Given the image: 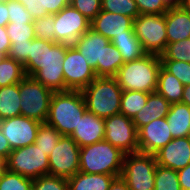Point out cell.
I'll list each match as a JSON object with an SVG mask.
<instances>
[{
    "instance_id": "3",
    "label": "cell",
    "mask_w": 190,
    "mask_h": 190,
    "mask_svg": "<svg viewBox=\"0 0 190 190\" xmlns=\"http://www.w3.org/2000/svg\"><path fill=\"white\" fill-rule=\"evenodd\" d=\"M160 67L159 55L146 54L139 59L124 63L114 78L123 91L153 93L157 89Z\"/></svg>"
},
{
    "instance_id": "53",
    "label": "cell",
    "mask_w": 190,
    "mask_h": 190,
    "mask_svg": "<svg viewBox=\"0 0 190 190\" xmlns=\"http://www.w3.org/2000/svg\"><path fill=\"white\" fill-rule=\"evenodd\" d=\"M3 168H4V162L0 159V173H1Z\"/></svg>"
},
{
    "instance_id": "12",
    "label": "cell",
    "mask_w": 190,
    "mask_h": 190,
    "mask_svg": "<svg viewBox=\"0 0 190 190\" xmlns=\"http://www.w3.org/2000/svg\"><path fill=\"white\" fill-rule=\"evenodd\" d=\"M86 61L73 45L67 47L63 60V74L65 86L69 90L81 91L97 77L94 69Z\"/></svg>"
},
{
    "instance_id": "17",
    "label": "cell",
    "mask_w": 190,
    "mask_h": 190,
    "mask_svg": "<svg viewBox=\"0 0 190 190\" xmlns=\"http://www.w3.org/2000/svg\"><path fill=\"white\" fill-rule=\"evenodd\" d=\"M159 166L175 171L190 164V143L188 137L174 138L155 154Z\"/></svg>"
},
{
    "instance_id": "19",
    "label": "cell",
    "mask_w": 190,
    "mask_h": 190,
    "mask_svg": "<svg viewBox=\"0 0 190 190\" xmlns=\"http://www.w3.org/2000/svg\"><path fill=\"white\" fill-rule=\"evenodd\" d=\"M110 42L109 39L90 28L75 41L73 46L84 56L97 76V64H102L103 48Z\"/></svg>"
},
{
    "instance_id": "34",
    "label": "cell",
    "mask_w": 190,
    "mask_h": 190,
    "mask_svg": "<svg viewBox=\"0 0 190 190\" xmlns=\"http://www.w3.org/2000/svg\"><path fill=\"white\" fill-rule=\"evenodd\" d=\"M160 60H176L190 63V38L188 40L167 43Z\"/></svg>"
},
{
    "instance_id": "22",
    "label": "cell",
    "mask_w": 190,
    "mask_h": 190,
    "mask_svg": "<svg viewBox=\"0 0 190 190\" xmlns=\"http://www.w3.org/2000/svg\"><path fill=\"white\" fill-rule=\"evenodd\" d=\"M120 175L89 174L81 171L71 176L68 181V190H109L113 179Z\"/></svg>"
},
{
    "instance_id": "29",
    "label": "cell",
    "mask_w": 190,
    "mask_h": 190,
    "mask_svg": "<svg viewBox=\"0 0 190 190\" xmlns=\"http://www.w3.org/2000/svg\"><path fill=\"white\" fill-rule=\"evenodd\" d=\"M149 93L141 91H123L121 97L120 113L127 118L133 119L135 115L145 106Z\"/></svg>"
},
{
    "instance_id": "1",
    "label": "cell",
    "mask_w": 190,
    "mask_h": 190,
    "mask_svg": "<svg viewBox=\"0 0 190 190\" xmlns=\"http://www.w3.org/2000/svg\"><path fill=\"white\" fill-rule=\"evenodd\" d=\"M69 44L34 38L30 43L29 60L24 66L26 76H32L53 92L68 91L63 74V60Z\"/></svg>"
},
{
    "instance_id": "8",
    "label": "cell",
    "mask_w": 190,
    "mask_h": 190,
    "mask_svg": "<svg viewBox=\"0 0 190 190\" xmlns=\"http://www.w3.org/2000/svg\"><path fill=\"white\" fill-rule=\"evenodd\" d=\"M133 31L147 54L164 52L168 43L165 14H139L133 20Z\"/></svg>"
},
{
    "instance_id": "20",
    "label": "cell",
    "mask_w": 190,
    "mask_h": 190,
    "mask_svg": "<svg viewBox=\"0 0 190 190\" xmlns=\"http://www.w3.org/2000/svg\"><path fill=\"white\" fill-rule=\"evenodd\" d=\"M165 22L168 43L190 38V17L187 10L181 7L169 8L165 13Z\"/></svg>"
},
{
    "instance_id": "48",
    "label": "cell",
    "mask_w": 190,
    "mask_h": 190,
    "mask_svg": "<svg viewBox=\"0 0 190 190\" xmlns=\"http://www.w3.org/2000/svg\"><path fill=\"white\" fill-rule=\"evenodd\" d=\"M109 190H130L127 182L121 177L117 176L110 184Z\"/></svg>"
},
{
    "instance_id": "16",
    "label": "cell",
    "mask_w": 190,
    "mask_h": 190,
    "mask_svg": "<svg viewBox=\"0 0 190 190\" xmlns=\"http://www.w3.org/2000/svg\"><path fill=\"white\" fill-rule=\"evenodd\" d=\"M90 28L110 41L114 36L134 34L131 17L103 10L90 22Z\"/></svg>"
},
{
    "instance_id": "13",
    "label": "cell",
    "mask_w": 190,
    "mask_h": 190,
    "mask_svg": "<svg viewBox=\"0 0 190 190\" xmlns=\"http://www.w3.org/2000/svg\"><path fill=\"white\" fill-rule=\"evenodd\" d=\"M55 42L73 45L90 29V21L71 5L55 14Z\"/></svg>"
},
{
    "instance_id": "51",
    "label": "cell",
    "mask_w": 190,
    "mask_h": 190,
    "mask_svg": "<svg viewBox=\"0 0 190 190\" xmlns=\"http://www.w3.org/2000/svg\"><path fill=\"white\" fill-rule=\"evenodd\" d=\"M163 2L168 8H177L182 4V0H163Z\"/></svg>"
},
{
    "instance_id": "26",
    "label": "cell",
    "mask_w": 190,
    "mask_h": 190,
    "mask_svg": "<svg viewBox=\"0 0 190 190\" xmlns=\"http://www.w3.org/2000/svg\"><path fill=\"white\" fill-rule=\"evenodd\" d=\"M111 42L121 53L124 63L139 59L147 54L135 34L114 36Z\"/></svg>"
},
{
    "instance_id": "52",
    "label": "cell",
    "mask_w": 190,
    "mask_h": 190,
    "mask_svg": "<svg viewBox=\"0 0 190 190\" xmlns=\"http://www.w3.org/2000/svg\"><path fill=\"white\" fill-rule=\"evenodd\" d=\"M180 7L184 10H190V0H182Z\"/></svg>"
},
{
    "instance_id": "21",
    "label": "cell",
    "mask_w": 190,
    "mask_h": 190,
    "mask_svg": "<svg viewBox=\"0 0 190 190\" xmlns=\"http://www.w3.org/2000/svg\"><path fill=\"white\" fill-rule=\"evenodd\" d=\"M170 106L171 104L157 92L149 93L145 106L132 119L136 129L155 119L166 117Z\"/></svg>"
},
{
    "instance_id": "23",
    "label": "cell",
    "mask_w": 190,
    "mask_h": 190,
    "mask_svg": "<svg viewBox=\"0 0 190 190\" xmlns=\"http://www.w3.org/2000/svg\"><path fill=\"white\" fill-rule=\"evenodd\" d=\"M166 121L173 139L188 137L190 134V107L183 103L171 104Z\"/></svg>"
},
{
    "instance_id": "43",
    "label": "cell",
    "mask_w": 190,
    "mask_h": 190,
    "mask_svg": "<svg viewBox=\"0 0 190 190\" xmlns=\"http://www.w3.org/2000/svg\"><path fill=\"white\" fill-rule=\"evenodd\" d=\"M31 42L32 40L22 43H11V48L8 56L20 62L24 67L29 60V50Z\"/></svg>"
},
{
    "instance_id": "5",
    "label": "cell",
    "mask_w": 190,
    "mask_h": 190,
    "mask_svg": "<svg viewBox=\"0 0 190 190\" xmlns=\"http://www.w3.org/2000/svg\"><path fill=\"white\" fill-rule=\"evenodd\" d=\"M125 153L106 140L80 148L79 171L89 174L121 175Z\"/></svg>"
},
{
    "instance_id": "44",
    "label": "cell",
    "mask_w": 190,
    "mask_h": 190,
    "mask_svg": "<svg viewBox=\"0 0 190 190\" xmlns=\"http://www.w3.org/2000/svg\"><path fill=\"white\" fill-rule=\"evenodd\" d=\"M177 172L181 189L190 190V164Z\"/></svg>"
},
{
    "instance_id": "54",
    "label": "cell",
    "mask_w": 190,
    "mask_h": 190,
    "mask_svg": "<svg viewBox=\"0 0 190 190\" xmlns=\"http://www.w3.org/2000/svg\"><path fill=\"white\" fill-rule=\"evenodd\" d=\"M5 57H7L4 53L0 52V61H2Z\"/></svg>"
},
{
    "instance_id": "25",
    "label": "cell",
    "mask_w": 190,
    "mask_h": 190,
    "mask_svg": "<svg viewBox=\"0 0 190 190\" xmlns=\"http://www.w3.org/2000/svg\"><path fill=\"white\" fill-rule=\"evenodd\" d=\"M19 83L0 87V121L21 115Z\"/></svg>"
},
{
    "instance_id": "4",
    "label": "cell",
    "mask_w": 190,
    "mask_h": 190,
    "mask_svg": "<svg viewBox=\"0 0 190 190\" xmlns=\"http://www.w3.org/2000/svg\"><path fill=\"white\" fill-rule=\"evenodd\" d=\"M87 111L100 118L120 113L123 90L114 77L97 76L81 90Z\"/></svg>"
},
{
    "instance_id": "37",
    "label": "cell",
    "mask_w": 190,
    "mask_h": 190,
    "mask_svg": "<svg viewBox=\"0 0 190 190\" xmlns=\"http://www.w3.org/2000/svg\"><path fill=\"white\" fill-rule=\"evenodd\" d=\"M31 190H68L66 178L43 175L33 179Z\"/></svg>"
},
{
    "instance_id": "11",
    "label": "cell",
    "mask_w": 190,
    "mask_h": 190,
    "mask_svg": "<svg viewBox=\"0 0 190 190\" xmlns=\"http://www.w3.org/2000/svg\"><path fill=\"white\" fill-rule=\"evenodd\" d=\"M79 166L80 147L70 136H62L49 155V175L69 179Z\"/></svg>"
},
{
    "instance_id": "47",
    "label": "cell",
    "mask_w": 190,
    "mask_h": 190,
    "mask_svg": "<svg viewBox=\"0 0 190 190\" xmlns=\"http://www.w3.org/2000/svg\"><path fill=\"white\" fill-rule=\"evenodd\" d=\"M12 149L10 147L9 141L4 137L0 130V159L4 162Z\"/></svg>"
},
{
    "instance_id": "15",
    "label": "cell",
    "mask_w": 190,
    "mask_h": 190,
    "mask_svg": "<svg viewBox=\"0 0 190 190\" xmlns=\"http://www.w3.org/2000/svg\"><path fill=\"white\" fill-rule=\"evenodd\" d=\"M138 152L155 154L172 139L166 117L155 119L138 129Z\"/></svg>"
},
{
    "instance_id": "18",
    "label": "cell",
    "mask_w": 190,
    "mask_h": 190,
    "mask_svg": "<svg viewBox=\"0 0 190 190\" xmlns=\"http://www.w3.org/2000/svg\"><path fill=\"white\" fill-rule=\"evenodd\" d=\"M104 133V119L86 110L70 137L81 148L104 140Z\"/></svg>"
},
{
    "instance_id": "2",
    "label": "cell",
    "mask_w": 190,
    "mask_h": 190,
    "mask_svg": "<svg viewBox=\"0 0 190 190\" xmlns=\"http://www.w3.org/2000/svg\"><path fill=\"white\" fill-rule=\"evenodd\" d=\"M86 110L80 90L53 92L46 123L62 136H70Z\"/></svg>"
},
{
    "instance_id": "55",
    "label": "cell",
    "mask_w": 190,
    "mask_h": 190,
    "mask_svg": "<svg viewBox=\"0 0 190 190\" xmlns=\"http://www.w3.org/2000/svg\"><path fill=\"white\" fill-rule=\"evenodd\" d=\"M7 1H9V0H0V2H7Z\"/></svg>"
},
{
    "instance_id": "24",
    "label": "cell",
    "mask_w": 190,
    "mask_h": 190,
    "mask_svg": "<svg viewBox=\"0 0 190 190\" xmlns=\"http://www.w3.org/2000/svg\"><path fill=\"white\" fill-rule=\"evenodd\" d=\"M183 91V83L161 66L158 72L156 92L163 96L170 104H174L181 103Z\"/></svg>"
},
{
    "instance_id": "6",
    "label": "cell",
    "mask_w": 190,
    "mask_h": 190,
    "mask_svg": "<svg viewBox=\"0 0 190 190\" xmlns=\"http://www.w3.org/2000/svg\"><path fill=\"white\" fill-rule=\"evenodd\" d=\"M21 115L45 123L53 91L32 76H25L19 82Z\"/></svg>"
},
{
    "instance_id": "33",
    "label": "cell",
    "mask_w": 190,
    "mask_h": 190,
    "mask_svg": "<svg viewBox=\"0 0 190 190\" xmlns=\"http://www.w3.org/2000/svg\"><path fill=\"white\" fill-rule=\"evenodd\" d=\"M101 10L122 14L133 20L140 14L134 0H101Z\"/></svg>"
},
{
    "instance_id": "10",
    "label": "cell",
    "mask_w": 190,
    "mask_h": 190,
    "mask_svg": "<svg viewBox=\"0 0 190 190\" xmlns=\"http://www.w3.org/2000/svg\"><path fill=\"white\" fill-rule=\"evenodd\" d=\"M104 124V140L125 154L138 152V130L132 119L119 113L105 118Z\"/></svg>"
},
{
    "instance_id": "36",
    "label": "cell",
    "mask_w": 190,
    "mask_h": 190,
    "mask_svg": "<svg viewBox=\"0 0 190 190\" xmlns=\"http://www.w3.org/2000/svg\"><path fill=\"white\" fill-rule=\"evenodd\" d=\"M55 14H47L44 17L33 20L35 38L55 42Z\"/></svg>"
},
{
    "instance_id": "35",
    "label": "cell",
    "mask_w": 190,
    "mask_h": 190,
    "mask_svg": "<svg viewBox=\"0 0 190 190\" xmlns=\"http://www.w3.org/2000/svg\"><path fill=\"white\" fill-rule=\"evenodd\" d=\"M6 30L11 43L28 42L35 38L33 22H10Z\"/></svg>"
},
{
    "instance_id": "30",
    "label": "cell",
    "mask_w": 190,
    "mask_h": 190,
    "mask_svg": "<svg viewBox=\"0 0 190 190\" xmlns=\"http://www.w3.org/2000/svg\"><path fill=\"white\" fill-rule=\"evenodd\" d=\"M62 135L51 125L41 123L34 144L49 156Z\"/></svg>"
},
{
    "instance_id": "9",
    "label": "cell",
    "mask_w": 190,
    "mask_h": 190,
    "mask_svg": "<svg viewBox=\"0 0 190 190\" xmlns=\"http://www.w3.org/2000/svg\"><path fill=\"white\" fill-rule=\"evenodd\" d=\"M4 167L30 179L49 175V156L34 143L11 151Z\"/></svg>"
},
{
    "instance_id": "45",
    "label": "cell",
    "mask_w": 190,
    "mask_h": 190,
    "mask_svg": "<svg viewBox=\"0 0 190 190\" xmlns=\"http://www.w3.org/2000/svg\"><path fill=\"white\" fill-rule=\"evenodd\" d=\"M11 48V40L7 34L6 26H0V52L8 56Z\"/></svg>"
},
{
    "instance_id": "31",
    "label": "cell",
    "mask_w": 190,
    "mask_h": 190,
    "mask_svg": "<svg viewBox=\"0 0 190 190\" xmlns=\"http://www.w3.org/2000/svg\"><path fill=\"white\" fill-rule=\"evenodd\" d=\"M33 179L11 172L5 167L0 173V190H31Z\"/></svg>"
},
{
    "instance_id": "28",
    "label": "cell",
    "mask_w": 190,
    "mask_h": 190,
    "mask_svg": "<svg viewBox=\"0 0 190 190\" xmlns=\"http://www.w3.org/2000/svg\"><path fill=\"white\" fill-rule=\"evenodd\" d=\"M23 65L7 56L0 61V87L19 83L25 77Z\"/></svg>"
},
{
    "instance_id": "46",
    "label": "cell",
    "mask_w": 190,
    "mask_h": 190,
    "mask_svg": "<svg viewBox=\"0 0 190 190\" xmlns=\"http://www.w3.org/2000/svg\"><path fill=\"white\" fill-rule=\"evenodd\" d=\"M21 2L26 10L31 14L34 19L39 18V2L38 0H18Z\"/></svg>"
},
{
    "instance_id": "7",
    "label": "cell",
    "mask_w": 190,
    "mask_h": 190,
    "mask_svg": "<svg viewBox=\"0 0 190 190\" xmlns=\"http://www.w3.org/2000/svg\"><path fill=\"white\" fill-rule=\"evenodd\" d=\"M155 155L142 152L125 154L121 177L130 190H154Z\"/></svg>"
},
{
    "instance_id": "14",
    "label": "cell",
    "mask_w": 190,
    "mask_h": 190,
    "mask_svg": "<svg viewBox=\"0 0 190 190\" xmlns=\"http://www.w3.org/2000/svg\"><path fill=\"white\" fill-rule=\"evenodd\" d=\"M40 122L23 115L0 121V130L9 141L12 150L35 142Z\"/></svg>"
},
{
    "instance_id": "39",
    "label": "cell",
    "mask_w": 190,
    "mask_h": 190,
    "mask_svg": "<svg viewBox=\"0 0 190 190\" xmlns=\"http://www.w3.org/2000/svg\"><path fill=\"white\" fill-rule=\"evenodd\" d=\"M70 5L77 9L90 22L101 11V0H70Z\"/></svg>"
},
{
    "instance_id": "27",
    "label": "cell",
    "mask_w": 190,
    "mask_h": 190,
    "mask_svg": "<svg viewBox=\"0 0 190 190\" xmlns=\"http://www.w3.org/2000/svg\"><path fill=\"white\" fill-rule=\"evenodd\" d=\"M123 64L121 53L110 42L103 48L102 64H97V76L114 77Z\"/></svg>"
},
{
    "instance_id": "41",
    "label": "cell",
    "mask_w": 190,
    "mask_h": 190,
    "mask_svg": "<svg viewBox=\"0 0 190 190\" xmlns=\"http://www.w3.org/2000/svg\"><path fill=\"white\" fill-rule=\"evenodd\" d=\"M140 14H165L169 9L163 0H134Z\"/></svg>"
},
{
    "instance_id": "50",
    "label": "cell",
    "mask_w": 190,
    "mask_h": 190,
    "mask_svg": "<svg viewBox=\"0 0 190 190\" xmlns=\"http://www.w3.org/2000/svg\"><path fill=\"white\" fill-rule=\"evenodd\" d=\"M181 103L186 104L190 107V84L184 86Z\"/></svg>"
},
{
    "instance_id": "42",
    "label": "cell",
    "mask_w": 190,
    "mask_h": 190,
    "mask_svg": "<svg viewBox=\"0 0 190 190\" xmlns=\"http://www.w3.org/2000/svg\"><path fill=\"white\" fill-rule=\"evenodd\" d=\"M39 18L47 14H57L64 7L70 5V0H38Z\"/></svg>"
},
{
    "instance_id": "38",
    "label": "cell",
    "mask_w": 190,
    "mask_h": 190,
    "mask_svg": "<svg viewBox=\"0 0 190 190\" xmlns=\"http://www.w3.org/2000/svg\"><path fill=\"white\" fill-rule=\"evenodd\" d=\"M161 66L179 79L183 85L190 84V63L176 60H161Z\"/></svg>"
},
{
    "instance_id": "49",
    "label": "cell",
    "mask_w": 190,
    "mask_h": 190,
    "mask_svg": "<svg viewBox=\"0 0 190 190\" xmlns=\"http://www.w3.org/2000/svg\"><path fill=\"white\" fill-rule=\"evenodd\" d=\"M9 23V14L7 2H0V26H6Z\"/></svg>"
},
{
    "instance_id": "32",
    "label": "cell",
    "mask_w": 190,
    "mask_h": 190,
    "mask_svg": "<svg viewBox=\"0 0 190 190\" xmlns=\"http://www.w3.org/2000/svg\"><path fill=\"white\" fill-rule=\"evenodd\" d=\"M154 190H182L178 181V172L157 165Z\"/></svg>"
},
{
    "instance_id": "40",
    "label": "cell",
    "mask_w": 190,
    "mask_h": 190,
    "mask_svg": "<svg viewBox=\"0 0 190 190\" xmlns=\"http://www.w3.org/2000/svg\"><path fill=\"white\" fill-rule=\"evenodd\" d=\"M7 9L10 22H33L31 14L26 10L24 5L18 0L7 1Z\"/></svg>"
}]
</instances>
